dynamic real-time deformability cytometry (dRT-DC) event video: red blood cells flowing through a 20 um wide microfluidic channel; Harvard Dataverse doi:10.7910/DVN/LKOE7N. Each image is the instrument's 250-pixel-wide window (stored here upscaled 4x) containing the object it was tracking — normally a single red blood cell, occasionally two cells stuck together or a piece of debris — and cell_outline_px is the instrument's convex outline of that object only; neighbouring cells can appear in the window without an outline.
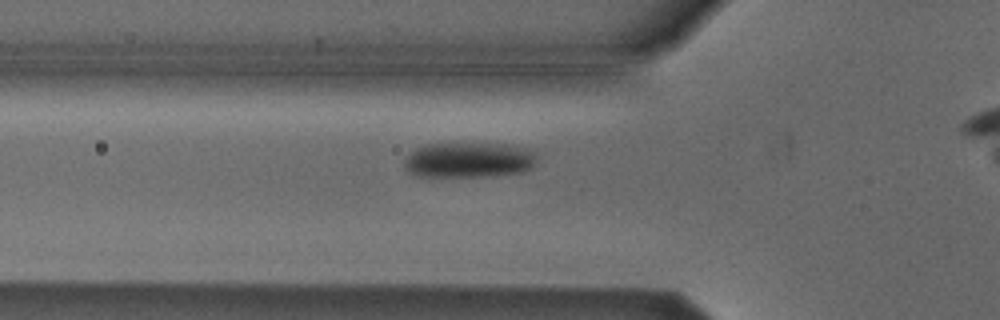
{"species": "Egyptian fruit bat (a non-hibernating species)", "species_latin": "Rousettus aegyptiacus", "temperature_condition": "cold", "stored_images_in_passage": 39, "camera_frame_rate_fps": 3000, "um_per_image_px": 0.085, "animal": {"sex": "male"}, "frame": {"image": 1, "passage_image": 11, "time_ms": 3.333, "image_size_px": [1000, 320], "cell_outline_px": [[536, 164], [532, 168], [524, 172], [480, 176], [420, 176], [408, 172], [404, 168], [404, 160], [416, 148], [428, 144], [508, 144], [524, 148], [536, 152]], "centroid_in_image_um": [39.88, 13.6], "position_along_channel_um": 85.9, "area_um2": 27.11}}
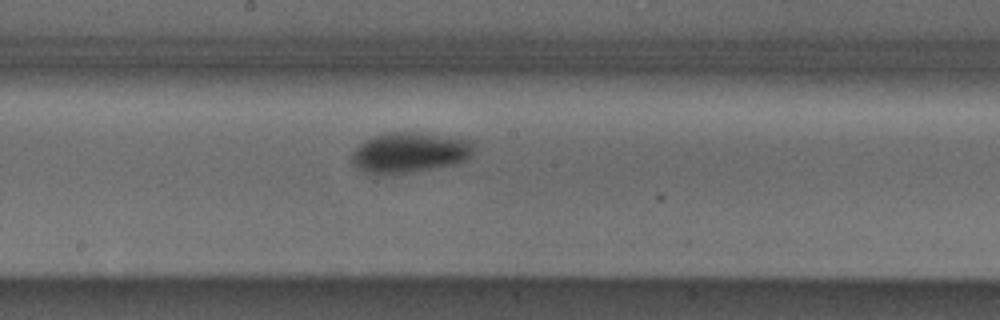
{"frame": {"image": 2, "passage_image": 21, "time_ms": 6.667, "image_size_px": [1000, 320], "cell_outline_px": [[476, 148], [468, 160], [456, 164], [404, 172], [368, 172], [360, 168], [352, 160], [352, 152], [364, 140], [372, 136], [384, 132], [416, 132], [472, 140]], "centroid_in_image_um": [34.89, 12.91], "position_along_channel_um": 213.3, "area_um2": 28.15}}
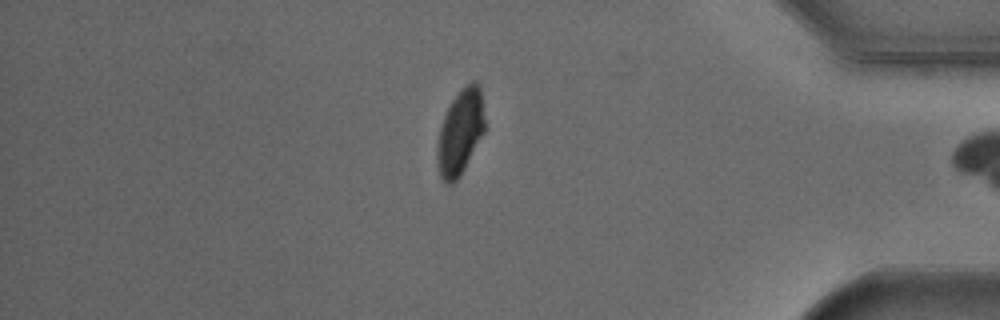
{"frame": {"image": 3, "passage_image": 38, "time_ms": 12.333, "image_size_px": [1000, 320], "cell_outline_px": [[484, 132], [460, 176], [452, 184], [448, 184], [440, 176], [436, 156], [436, 148], [440, 128], [444, 116], [452, 100], [472, 80], [476, 80], [480, 84], [484, 120]], "centroid_in_image_um": [39.12, 11.24], "position_along_channel_um": 396.1, "area_um2": 23.24}, "authors_computed_cell_mechanics": {"area_um2": 28.0908, "velocity_mm_per_s": 3.8165, "shape_relaxation_time_tau1_ms": 3.9179, "shape_relaxation_time_tau2_ms": 2.6117, "deformation_change_tau1": 0.107, "deformation_change_tau2": 0.0514}}